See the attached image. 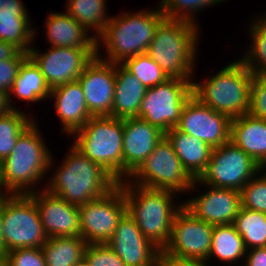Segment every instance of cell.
Instances as JSON below:
<instances>
[{
    "label": "cell",
    "mask_w": 266,
    "mask_h": 266,
    "mask_svg": "<svg viewBox=\"0 0 266 266\" xmlns=\"http://www.w3.org/2000/svg\"><path fill=\"white\" fill-rule=\"evenodd\" d=\"M38 126L35 119L18 137L12 152L0 162V189L4 195L36 192L46 172L54 167L53 155Z\"/></svg>",
    "instance_id": "obj_1"
},
{
    "label": "cell",
    "mask_w": 266,
    "mask_h": 266,
    "mask_svg": "<svg viewBox=\"0 0 266 266\" xmlns=\"http://www.w3.org/2000/svg\"><path fill=\"white\" fill-rule=\"evenodd\" d=\"M69 149L61 165L53 170L55 173L45 183L44 189L48 192L80 206L108 194L118 185L108 171L91 161L73 144Z\"/></svg>",
    "instance_id": "obj_2"
},
{
    "label": "cell",
    "mask_w": 266,
    "mask_h": 266,
    "mask_svg": "<svg viewBox=\"0 0 266 266\" xmlns=\"http://www.w3.org/2000/svg\"><path fill=\"white\" fill-rule=\"evenodd\" d=\"M118 15L110 17L105 30L96 39L97 57L114 64L145 54L158 25L166 18L159 6ZM101 45L105 48L106 58L101 56Z\"/></svg>",
    "instance_id": "obj_3"
},
{
    "label": "cell",
    "mask_w": 266,
    "mask_h": 266,
    "mask_svg": "<svg viewBox=\"0 0 266 266\" xmlns=\"http://www.w3.org/2000/svg\"><path fill=\"white\" fill-rule=\"evenodd\" d=\"M118 184L123 189L128 215L143 235L163 250L170 240L174 217L183 207L182 201L176 203L174 200L177 193L138 186L128 180Z\"/></svg>",
    "instance_id": "obj_4"
},
{
    "label": "cell",
    "mask_w": 266,
    "mask_h": 266,
    "mask_svg": "<svg viewBox=\"0 0 266 266\" xmlns=\"http://www.w3.org/2000/svg\"><path fill=\"white\" fill-rule=\"evenodd\" d=\"M199 35V26L165 18L158 25L146 54L169 78L193 79Z\"/></svg>",
    "instance_id": "obj_5"
},
{
    "label": "cell",
    "mask_w": 266,
    "mask_h": 266,
    "mask_svg": "<svg viewBox=\"0 0 266 266\" xmlns=\"http://www.w3.org/2000/svg\"><path fill=\"white\" fill-rule=\"evenodd\" d=\"M253 76L248 67L236 58L206 81L193 80L192 93L202 104L234 119L249 112Z\"/></svg>",
    "instance_id": "obj_6"
},
{
    "label": "cell",
    "mask_w": 266,
    "mask_h": 266,
    "mask_svg": "<svg viewBox=\"0 0 266 266\" xmlns=\"http://www.w3.org/2000/svg\"><path fill=\"white\" fill-rule=\"evenodd\" d=\"M72 136V143L91 161L101 165L118 182L123 181V119L91 117Z\"/></svg>",
    "instance_id": "obj_7"
},
{
    "label": "cell",
    "mask_w": 266,
    "mask_h": 266,
    "mask_svg": "<svg viewBox=\"0 0 266 266\" xmlns=\"http://www.w3.org/2000/svg\"><path fill=\"white\" fill-rule=\"evenodd\" d=\"M127 180L142 187L171 190L178 195L189 192L194 181L183 168L166 136Z\"/></svg>",
    "instance_id": "obj_8"
},
{
    "label": "cell",
    "mask_w": 266,
    "mask_h": 266,
    "mask_svg": "<svg viewBox=\"0 0 266 266\" xmlns=\"http://www.w3.org/2000/svg\"><path fill=\"white\" fill-rule=\"evenodd\" d=\"M2 220L5 255L17 248H42L48 239L29 195H3Z\"/></svg>",
    "instance_id": "obj_9"
},
{
    "label": "cell",
    "mask_w": 266,
    "mask_h": 266,
    "mask_svg": "<svg viewBox=\"0 0 266 266\" xmlns=\"http://www.w3.org/2000/svg\"><path fill=\"white\" fill-rule=\"evenodd\" d=\"M261 169L248 154L229 141L213 148L205 170L194 179L189 193L200 184L240 191Z\"/></svg>",
    "instance_id": "obj_10"
},
{
    "label": "cell",
    "mask_w": 266,
    "mask_h": 266,
    "mask_svg": "<svg viewBox=\"0 0 266 266\" xmlns=\"http://www.w3.org/2000/svg\"><path fill=\"white\" fill-rule=\"evenodd\" d=\"M193 79L168 78L147 88L138 117L166 133L179 123L182 109L193 95Z\"/></svg>",
    "instance_id": "obj_11"
},
{
    "label": "cell",
    "mask_w": 266,
    "mask_h": 266,
    "mask_svg": "<svg viewBox=\"0 0 266 266\" xmlns=\"http://www.w3.org/2000/svg\"><path fill=\"white\" fill-rule=\"evenodd\" d=\"M81 237L88 244H106L126 213V201L118 184L108 194L78 206Z\"/></svg>",
    "instance_id": "obj_12"
},
{
    "label": "cell",
    "mask_w": 266,
    "mask_h": 266,
    "mask_svg": "<svg viewBox=\"0 0 266 266\" xmlns=\"http://www.w3.org/2000/svg\"><path fill=\"white\" fill-rule=\"evenodd\" d=\"M213 227L183 206L174 217L170 240L162 251L175 258L207 262Z\"/></svg>",
    "instance_id": "obj_13"
},
{
    "label": "cell",
    "mask_w": 266,
    "mask_h": 266,
    "mask_svg": "<svg viewBox=\"0 0 266 266\" xmlns=\"http://www.w3.org/2000/svg\"><path fill=\"white\" fill-rule=\"evenodd\" d=\"M30 48L29 57L40 68L50 89L77 81L84 68L97 56V49L51 46L45 53Z\"/></svg>",
    "instance_id": "obj_14"
},
{
    "label": "cell",
    "mask_w": 266,
    "mask_h": 266,
    "mask_svg": "<svg viewBox=\"0 0 266 266\" xmlns=\"http://www.w3.org/2000/svg\"><path fill=\"white\" fill-rule=\"evenodd\" d=\"M230 125L228 116L202 104L192 95L182 109L176 128L216 148L230 141Z\"/></svg>",
    "instance_id": "obj_15"
},
{
    "label": "cell",
    "mask_w": 266,
    "mask_h": 266,
    "mask_svg": "<svg viewBox=\"0 0 266 266\" xmlns=\"http://www.w3.org/2000/svg\"><path fill=\"white\" fill-rule=\"evenodd\" d=\"M83 90L92 117L111 116L115 90V64L97 56L84 68L77 80Z\"/></svg>",
    "instance_id": "obj_16"
},
{
    "label": "cell",
    "mask_w": 266,
    "mask_h": 266,
    "mask_svg": "<svg viewBox=\"0 0 266 266\" xmlns=\"http://www.w3.org/2000/svg\"><path fill=\"white\" fill-rule=\"evenodd\" d=\"M35 202L43 229L48 238L81 236V223L77 205L48 192L44 187L28 194Z\"/></svg>",
    "instance_id": "obj_17"
},
{
    "label": "cell",
    "mask_w": 266,
    "mask_h": 266,
    "mask_svg": "<svg viewBox=\"0 0 266 266\" xmlns=\"http://www.w3.org/2000/svg\"><path fill=\"white\" fill-rule=\"evenodd\" d=\"M207 191L194 196L183 203V206L197 219L210 225L233 224L241 206L240 191L204 185ZM209 190V191H208Z\"/></svg>",
    "instance_id": "obj_18"
},
{
    "label": "cell",
    "mask_w": 266,
    "mask_h": 266,
    "mask_svg": "<svg viewBox=\"0 0 266 266\" xmlns=\"http://www.w3.org/2000/svg\"><path fill=\"white\" fill-rule=\"evenodd\" d=\"M126 266H156L160 249L147 239L126 212L106 243Z\"/></svg>",
    "instance_id": "obj_19"
},
{
    "label": "cell",
    "mask_w": 266,
    "mask_h": 266,
    "mask_svg": "<svg viewBox=\"0 0 266 266\" xmlns=\"http://www.w3.org/2000/svg\"><path fill=\"white\" fill-rule=\"evenodd\" d=\"M164 136V132L142 118L123 119V180L142 164Z\"/></svg>",
    "instance_id": "obj_20"
},
{
    "label": "cell",
    "mask_w": 266,
    "mask_h": 266,
    "mask_svg": "<svg viewBox=\"0 0 266 266\" xmlns=\"http://www.w3.org/2000/svg\"><path fill=\"white\" fill-rule=\"evenodd\" d=\"M50 98L55 99L54 109L62 123L61 130L73 135L92 117L88 111L82 87L73 81L51 89Z\"/></svg>",
    "instance_id": "obj_21"
},
{
    "label": "cell",
    "mask_w": 266,
    "mask_h": 266,
    "mask_svg": "<svg viewBox=\"0 0 266 266\" xmlns=\"http://www.w3.org/2000/svg\"><path fill=\"white\" fill-rule=\"evenodd\" d=\"M230 141L266 168V120L249 113L231 119Z\"/></svg>",
    "instance_id": "obj_22"
},
{
    "label": "cell",
    "mask_w": 266,
    "mask_h": 266,
    "mask_svg": "<svg viewBox=\"0 0 266 266\" xmlns=\"http://www.w3.org/2000/svg\"><path fill=\"white\" fill-rule=\"evenodd\" d=\"M48 15L44 32L50 46L97 49L96 38L72 16L66 12H49Z\"/></svg>",
    "instance_id": "obj_23"
},
{
    "label": "cell",
    "mask_w": 266,
    "mask_h": 266,
    "mask_svg": "<svg viewBox=\"0 0 266 266\" xmlns=\"http://www.w3.org/2000/svg\"><path fill=\"white\" fill-rule=\"evenodd\" d=\"M146 87L121 64H115V90L112 117L125 119L138 117Z\"/></svg>",
    "instance_id": "obj_24"
},
{
    "label": "cell",
    "mask_w": 266,
    "mask_h": 266,
    "mask_svg": "<svg viewBox=\"0 0 266 266\" xmlns=\"http://www.w3.org/2000/svg\"><path fill=\"white\" fill-rule=\"evenodd\" d=\"M183 168L193 179H197L205 170L211 158L213 148L197 137L186 134L176 127L165 133Z\"/></svg>",
    "instance_id": "obj_25"
},
{
    "label": "cell",
    "mask_w": 266,
    "mask_h": 266,
    "mask_svg": "<svg viewBox=\"0 0 266 266\" xmlns=\"http://www.w3.org/2000/svg\"><path fill=\"white\" fill-rule=\"evenodd\" d=\"M27 11L22 1L16 7L0 9V41L12 43L29 53L37 31L32 29V20Z\"/></svg>",
    "instance_id": "obj_26"
},
{
    "label": "cell",
    "mask_w": 266,
    "mask_h": 266,
    "mask_svg": "<svg viewBox=\"0 0 266 266\" xmlns=\"http://www.w3.org/2000/svg\"><path fill=\"white\" fill-rule=\"evenodd\" d=\"M51 89L46 83L40 68L34 61L28 57L19 69V73L14 81L13 87L9 94V103L12 109H17V106L12 104L13 95L21 101L41 102V100L50 97ZM47 97V98H46Z\"/></svg>",
    "instance_id": "obj_27"
},
{
    "label": "cell",
    "mask_w": 266,
    "mask_h": 266,
    "mask_svg": "<svg viewBox=\"0 0 266 266\" xmlns=\"http://www.w3.org/2000/svg\"><path fill=\"white\" fill-rule=\"evenodd\" d=\"M87 242L81 236L48 238L41 248L46 266H72L85 255Z\"/></svg>",
    "instance_id": "obj_28"
},
{
    "label": "cell",
    "mask_w": 266,
    "mask_h": 266,
    "mask_svg": "<svg viewBox=\"0 0 266 266\" xmlns=\"http://www.w3.org/2000/svg\"><path fill=\"white\" fill-rule=\"evenodd\" d=\"M107 0H67L66 13L72 16L97 39L110 20L107 12ZM93 30V31H92ZM93 32H95L93 34Z\"/></svg>",
    "instance_id": "obj_29"
},
{
    "label": "cell",
    "mask_w": 266,
    "mask_h": 266,
    "mask_svg": "<svg viewBox=\"0 0 266 266\" xmlns=\"http://www.w3.org/2000/svg\"><path fill=\"white\" fill-rule=\"evenodd\" d=\"M246 248L242 237L237 233L233 224L216 225L213 227L212 246L207 263L215 257L229 265L244 259ZM209 260V261H208Z\"/></svg>",
    "instance_id": "obj_30"
},
{
    "label": "cell",
    "mask_w": 266,
    "mask_h": 266,
    "mask_svg": "<svg viewBox=\"0 0 266 266\" xmlns=\"http://www.w3.org/2000/svg\"><path fill=\"white\" fill-rule=\"evenodd\" d=\"M233 225L242 237L246 250L266 247L265 213L241 207Z\"/></svg>",
    "instance_id": "obj_31"
},
{
    "label": "cell",
    "mask_w": 266,
    "mask_h": 266,
    "mask_svg": "<svg viewBox=\"0 0 266 266\" xmlns=\"http://www.w3.org/2000/svg\"><path fill=\"white\" fill-rule=\"evenodd\" d=\"M251 23L248 27L251 44L239 59L254 75H266V17L259 15Z\"/></svg>",
    "instance_id": "obj_32"
},
{
    "label": "cell",
    "mask_w": 266,
    "mask_h": 266,
    "mask_svg": "<svg viewBox=\"0 0 266 266\" xmlns=\"http://www.w3.org/2000/svg\"><path fill=\"white\" fill-rule=\"evenodd\" d=\"M22 111L13 109L0 115V162L12 152L18 137L35 119Z\"/></svg>",
    "instance_id": "obj_33"
},
{
    "label": "cell",
    "mask_w": 266,
    "mask_h": 266,
    "mask_svg": "<svg viewBox=\"0 0 266 266\" xmlns=\"http://www.w3.org/2000/svg\"><path fill=\"white\" fill-rule=\"evenodd\" d=\"M228 0H161L159 8L167 19L183 20L198 26L195 14L208 6H214Z\"/></svg>",
    "instance_id": "obj_34"
},
{
    "label": "cell",
    "mask_w": 266,
    "mask_h": 266,
    "mask_svg": "<svg viewBox=\"0 0 266 266\" xmlns=\"http://www.w3.org/2000/svg\"><path fill=\"white\" fill-rule=\"evenodd\" d=\"M121 65L137 77L146 88L163 83L169 78L146 53L126 59Z\"/></svg>",
    "instance_id": "obj_35"
},
{
    "label": "cell",
    "mask_w": 266,
    "mask_h": 266,
    "mask_svg": "<svg viewBox=\"0 0 266 266\" xmlns=\"http://www.w3.org/2000/svg\"><path fill=\"white\" fill-rule=\"evenodd\" d=\"M263 170L265 168L248 181L240 190V195L242 207L266 214V170L262 172Z\"/></svg>",
    "instance_id": "obj_36"
},
{
    "label": "cell",
    "mask_w": 266,
    "mask_h": 266,
    "mask_svg": "<svg viewBox=\"0 0 266 266\" xmlns=\"http://www.w3.org/2000/svg\"><path fill=\"white\" fill-rule=\"evenodd\" d=\"M84 258L90 266H126L106 244H87Z\"/></svg>",
    "instance_id": "obj_37"
},
{
    "label": "cell",
    "mask_w": 266,
    "mask_h": 266,
    "mask_svg": "<svg viewBox=\"0 0 266 266\" xmlns=\"http://www.w3.org/2000/svg\"><path fill=\"white\" fill-rule=\"evenodd\" d=\"M248 113L266 120V75H254L252 78Z\"/></svg>",
    "instance_id": "obj_38"
},
{
    "label": "cell",
    "mask_w": 266,
    "mask_h": 266,
    "mask_svg": "<svg viewBox=\"0 0 266 266\" xmlns=\"http://www.w3.org/2000/svg\"><path fill=\"white\" fill-rule=\"evenodd\" d=\"M7 266H46L40 247L17 248L6 253Z\"/></svg>",
    "instance_id": "obj_39"
},
{
    "label": "cell",
    "mask_w": 266,
    "mask_h": 266,
    "mask_svg": "<svg viewBox=\"0 0 266 266\" xmlns=\"http://www.w3.org/2000/svg\"><path fill=\"white\" fill-rule=\"evenodd\" d=\"M28 57L29 53L21 51L14 59L0 61V90L10 92L21 65Z\"/></svg>",
    "instance_id": "obj_40"
},
{
    "label": "cell",
    "mask_w": 266,
    "mask_h": 266,
    "mask_svg": "<svg viewBox=\"0 0 266 266\" xmlns=\"http://www.w3.org/2000/svg\"><path fill=\"white\" fill-rule=\"evenodd\" d=\"M156 266H211V265L210 263H207L206 261L202 260L175 258L160 250L157 256Z\"/></svg>",
    "instance_id": "obj_41"
},
{
    "label": "cell",
    "mask_w": 266,
    "mask_h": 266,
    "mask_svg": "<svg viewBox=\"0 0 266 266\" xmlns=\"http://www.w3.org/2000/svg\"><path fill=\"white\" fill-rule=\"evenodd\" d=\"M244 261V266H266V247L247 250Z\"/></svg>",
    "instance_id": "obj_42"
},
{
    "label": "cell",
    "mask_w": 266,
    "mask_h": 266,
    "mask_svg": "<svg viewBox=\"0 0 266 266\" xmlns=\"http://www.w3.org/2000/svg\"><path fill=\"white\" fill-rule=\"evenodd\" d=\"M21 50L12 43L0 41V61L14 59Z\"/></svg>",
    "instance_id": "obj_43"
},
{
    "label": "cell",
    "mask_w": 266,
    "mask_h": 266,
    "mask_svg": "<svg viewBox=\"0 0 266 266\" xmlns=\"http://www.w3.org/2000/svg\"><path fill=\"white\" fill-rule=\"evenodd\" d=\"M13 110L9 103V94L4 90H0V115L9 113Z\"/></svg>",
    "instance_id": "obj_44"
},
{
    "label": "cell",
    "mask_w": 266,
    "mask_h": 266,
    "mask_svg": "<svg viewBox=\"0 0 266 266\" xmlns=\"http://www.w3.org/2000/svg\"><path fill=\"white\" fill-rule=\"evenodd\" d=\"M2 214H3V196L0 199V255H5V244H4V235H3Z\"/></svg>",
    "instance_id": "obj_45"
},
{
    "label": "cell",
    "mask_w": 266,
    "mask_h": 266,
    "mask_svg": "<svg viewBox=\"0 0 266 266\" xmlns=\"http://www.w3.org/2000/svg\"><path fill=\"white\" fill-rule=\"evenodd\" d=\"M21 0H0V9L7 7H16Z\"/></svg>",
    "instance_id": "obj_46"
},
{
    "label": "cell",
    "mask_w": 266,
    "mask_h": 266,
    "mask_svg": "<svg viewBox=\"0 0 266 266\" xmlns=\"http://www.w3.org/2000/svg\"><path fill=\"white\" fill-rule=\"evenodd\" d=\"M72 266H90L89 263L87 262V260L85 258H83L81 261L75 263Z\"/></svg>",
    "instance_id": "obj_47"
},
{
    "label": "cell",
    "mask_w": 266,
    "mask_h": 266,
    "mask_svg": "<svg viewBox=\"0 0 266 266\" xmlns=\"http://www.w3.org/2000/svg\"><path fill=\"white\" fill-rule=\"evenodd\" d=\"M0 266H7V260L5 255H0Z\"/></svg>",
    "instance_id": "obj_48"
},
{
    "label": "cell",
    "mask_w": 266,
    "mask_h": 266,
    "mask_svg": "<svg viewBox=\"0 0 266 266\" xmlns=\"http://www.w3.org/2000/svg\"><path fill=\"white\" fill-rule=\"evenodd\" d=\"M4 194L2 193L1 189H0V199L2 198Z\"/></svg>",
    "instance_id": "obj_49"
}]
</instances>
